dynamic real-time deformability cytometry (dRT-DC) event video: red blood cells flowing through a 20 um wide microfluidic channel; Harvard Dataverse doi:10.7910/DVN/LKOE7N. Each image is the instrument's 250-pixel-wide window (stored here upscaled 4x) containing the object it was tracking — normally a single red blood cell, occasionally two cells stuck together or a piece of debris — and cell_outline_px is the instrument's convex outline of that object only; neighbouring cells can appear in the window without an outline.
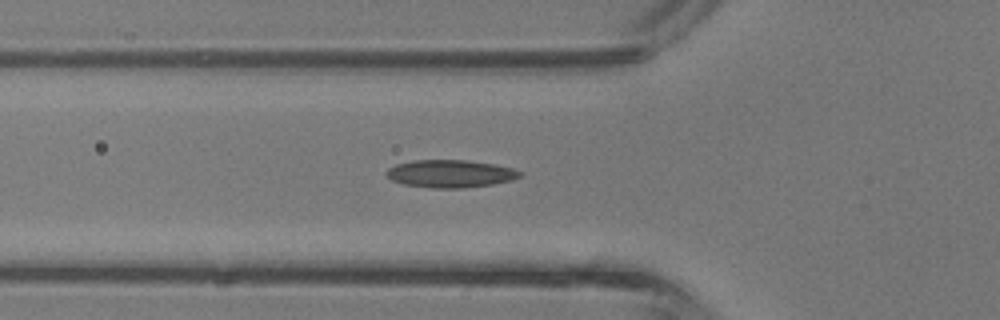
{"species": "common noctule bat (a hibernating species)", "species_latin": "Nyctalus noctula", "temperature_condition": "room temperature", "stored_images_in_passage": 41, "camera_frame_rate_fps": 3000, "um_per_image_px": 0.085, "animal": {"sex": "male", "body_mass_g": 13.3}, "frame": {"image": 1, "passage_image": 13, "time_ms": 4.0, "image_size_px": [1000, 320], "cell_outline_px": [[524, 176], [512, 180], [492, 184], [460, 188], [432, 188], [404, 184], [392, 180], [384, 172], [388, 168], [396, 164], [412, 160], [468, 160], [496, 164], [512, 168], [520, 172]], "centroid_in_image_um": [38.28, 14.75], "position_along_channel_um": 87.5, "area_um2": 21.56}}
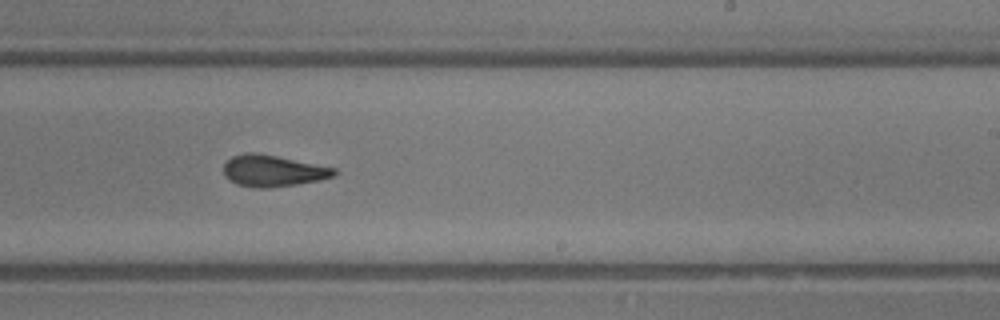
{"frame": {"image": 2, "passage_image": 24, "time_ms": 7.667, "image_size_px": [1000, 320], "cell_outline_px": [[340, 172], [332, 176], [320, 180], [296, 184], [236, 184], [228, 180], [224, 176], [224, 164], [232, 156], [244, 152], [252, 152], [276, 156], [336, 168]], "centroid_in_image_um": [23.22, 14.46], "position_along_channel_um": 265.8, "area_um2": 19.25}}
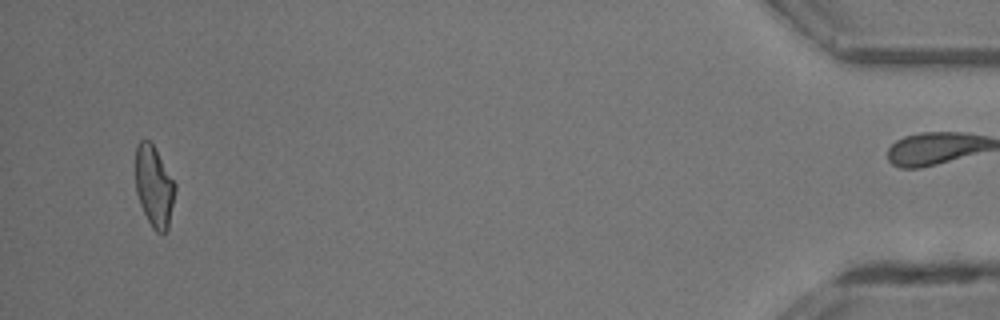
{"frame": {"image": 3, "passage_image": 39, "time_ms": 12.667, "image_size_px": [1000, 320], "cell_outline_px": [[176, 188], [168, 228], [164, 236], [156, 232], [152, 228], [140, 204], [136, 192], [136, 148], [140, 140], [148, 140], [152, 144], [176, 184]], "centroid_in_image_um": [13.1, 15.89], "position_along_channel_um": 422.1, "area_um2": 18.55}, "authors_computed_cell_mechanics": {"area_um2": 19.8832, "velocity_mm_per_s": 4.8439, "shape_relaxation_time_tau1_ms": 8.5604, "shape_relaxation_time_tau2_ms": 2.5106, "deformation_change_tau1": 0.2592, "deformation_change_tau2": 0.1131}}